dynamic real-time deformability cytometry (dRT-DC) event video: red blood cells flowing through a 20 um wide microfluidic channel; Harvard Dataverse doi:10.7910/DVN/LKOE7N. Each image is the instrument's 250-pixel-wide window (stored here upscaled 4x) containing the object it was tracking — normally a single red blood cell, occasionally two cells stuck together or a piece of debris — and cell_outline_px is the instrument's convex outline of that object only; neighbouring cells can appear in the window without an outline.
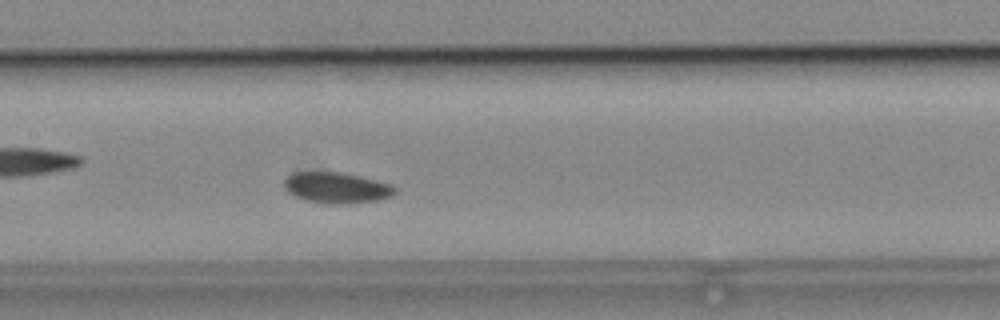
{"species": "common noctule bat (a hibernating species)", "species_latin": "Nyctalus noctula", "temperature_condition": "cold", "stored_images_in_passage": 33, "camera_frame_rate_fps": 3000, "um_per_image_px": 0.085, "animal": {"sex": "male", "body_mass_g": 19.2, "forearm_length_mm": 51.8}, "frame": {"image": 1, "passage_image": 10, "time_ms": 3.0, "image_size_px": [1000, 320], "cell_outline_px": [[396, 192], [392, 196], [376, 200], [332, 204], [328, 204], [304, 200], [292, 196], [284, 188], [284, 180], [292, 172], [340, 172], [392, 184], [396, 188]], "centroid_in_image_um": [28.56, 15.95], "position_along_channel_um": 178.8, "area_um2": 19.83}, "authors_computed_cell_mechanics": {"area_um2": 19.363, "velocity_mm_per_s": 3.8548, "shape_relaxation_time_tau1_ms": 4.7481, "shape_relaxation_time_tau2_ms": null, "deformation_change_tau1": 0.0623, "deformation_change_tau2": null}}